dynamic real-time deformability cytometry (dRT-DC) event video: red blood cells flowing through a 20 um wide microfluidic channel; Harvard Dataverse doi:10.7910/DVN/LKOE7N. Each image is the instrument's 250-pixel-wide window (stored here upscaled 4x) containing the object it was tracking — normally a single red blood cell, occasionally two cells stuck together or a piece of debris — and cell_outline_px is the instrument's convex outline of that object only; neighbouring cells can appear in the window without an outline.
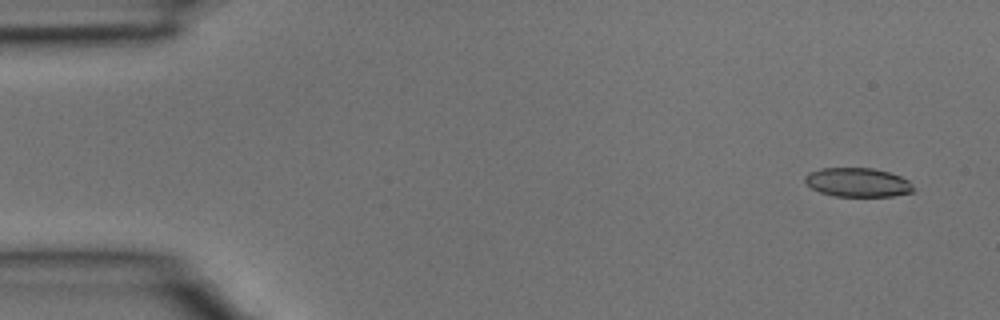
{"species": "common noctule bat (a hibernating species)", "species_latin": "Nyctalus noctula", "temperature_condition": "room temperature", "stored_images_in_passage": 39, "camera_frame_rate_fps": 3000, "um_per_image_px": 0.085, "animal": {"sex": "male", "body_mass_g": 15.6}, "frame": {"image": 1, "passage_image": 1, "time_ms": 0.0, "image_size_px": [1000, 320], "cell_outline_px": [[912, 192], [892, 196], [836, 196], [820, 192], [812, 188], [804, 180], [804, 176], [808, 172], [820, 168], [872, 168], [888, 172], [900, 176], [908, 180], [912, 184]], "centroid_in_image_um": [72.87, 15.49], "position_along_channel_um": 12.1, "area_um2": 18.21}}
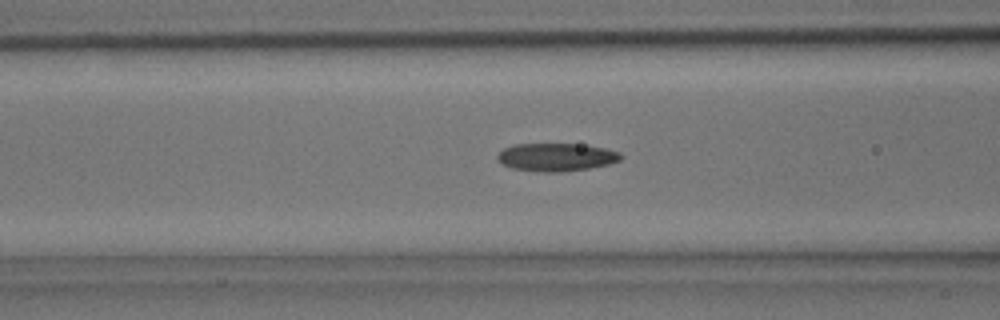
{"frame": {"image": 2, "passage_image": 14, "time_ms": 4.333, "image_size_px": [1000, 320], "cell_outline_px": [[624, 156], [620, 160], [608, 164], [588, 168], [560, 172], [544, 172], [512, 168], [496, 160], [496, 156], [504, 148], [516, 144], [580, 144], [604, 148], [620, 152]], "centroid_in_image_um": [47.29, 13.35], "position_along_channel_um": 119.3, "area_um2": 20.0}}
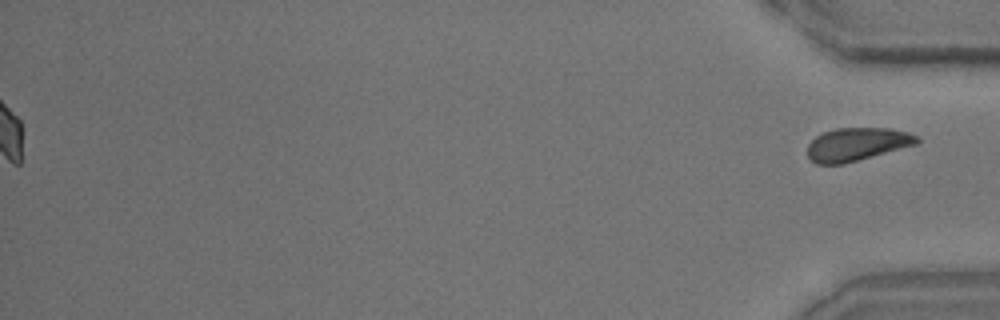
{"frame": {"image": 3, "passage_image": 39, "time_ms": 12.667, "image_size_px": [1000, 320], "cell_outline_px": [[920, 144], [844, 164], [816, 164], [808, 156], [808, 144], [816, 136], [824, 132], [836, 128], [888, 128], [908, 132], [920, 136]], "centroid_in_image_um": [72.9, 12.26], "position_along_channel_um": 362.3, "area_um2": 21.39}}